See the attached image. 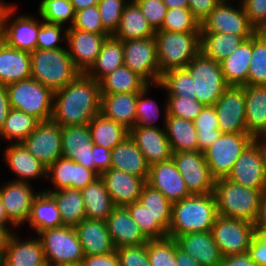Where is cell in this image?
Masks as SVG:
<instances>
[{
  "mask_svg": "<svg viewBox=\"0 0 266 266\" xmlns=\"http://www.w3.org/2000/svg\"><path fill=\"white\" fill-rule=\"evenodd\" d=\"M101 113L100 84L79 73L69 84L54 92L51 120L60 127L87 125Z\"/></svg>",
  "mask_w": 266,
  "mask_h": 266,
  "instance_id": "cell-1",
  "label": "cell"
},
{
  "mask_svg": "<svg viewBox=\"0 0 266 266\" xmlns=\"http://www.w3.org/2000/svg\"><path fill=\"white\" fill-rule=\"evenodd\" d=\"M218 217L214 193L191 195L172 203L171 221L168 237L212 230Z\"/></svg>",
  "mask_w": 266,
  "mask_h": 266,
  "instance_id": "cell-2",
  "label": "cell"
},
{
  "mask_svg": "<svg viewBox=\"0 0 266 266\" xmlns=\"http://www.w3.org/2000/svg\"><path fill=\"white\" fill-rule=\"evenodd\" d=\"M264 190L238 185L227 178L215 180L214 195L218 216L255 223Z\"/></svg>",
  "mask_w": 266,
  "mask_h": 266,
  "instance_id": "cell-3",
  "label": "cell"
},
{
  "mask_svg": "<svg viewBox=\"0 0 266 266\" xmlns=\"http://www.w3.org/2000/svg\"><path fill=\"white\" fill-rule=\"evenodd\" d=\"M31 77L53 92L69 84L80 72L73 65L67 47L35 49L30 53Z\"/></svg>",
  "mask_w": 266,
  "mask_h": 266,
  "instance_id": "cell-4",
  "label": "cell"
},
{
  "mask_svg": "<svg viewBox=\"0 0 266 266\" xmlns=\"http://www.w3.org/2000/svg\"><path fill=\"white\" fill-rule=\"evenodd\" d=\"M160 73L185 68L200 52V32L156 31Z\"/></svg>",
  "mask_w": 266,
  "mask_h": 266,
  "instance_id": "cell-5",
  "label": "cell"
},
{
  "mask_svg": "<svg viewBox=\"0 0 266 266\" xmlns=\"http://www.w3.org/2000/svg\"><path fill=\"white\" fill-rule=\"evenodd\" d=\"M11 109L25 112L40 122L51 120L54 92L31 78L6 85Z\"/></svg>",
  "mask_w": 266,
  "mask_h": 266,
  "instance_id": "cell-6",
  "label": "cell"
},
{
  "mask_svg": "<svg viewBox=\"0 0 266 266\" xmlns=\"http://www.w3.org/2000/svg\"><path fill=\"white\" fill-rule=\"evenodd\" d=\"M37 235L43 247L47 266L82 264L85 255L74 227L46 229Z\"/></svg>",
  "mask_w": 266,
  "mask_h": 266,
  "instance_id": "cell-7",
  "label": "cell"
},
{
  "mask_svg": "<svg viewBox=\"0 0 266 266\" xmlns=\"http://www.w3.org/2000/svg\"><path fill=\"white\" fill-rule=\"evenodd\" d=\"M185 68L193 78V93H196V99L204 105H214L228 87L220 62L199 52Z\"/></svg>",
  "mask_w": 266,
  "mask_h": 266,
  "instance_id": "cell-8",
  "label": "cell"
},
{
  "mask_svg": "<svg viewBox=\"0 0 266 266\" xmlns=\"http://www.w3.org/2000/svg\"><path fill=\"white\" fill-rule=\"evenodd\" d=\"M255 138L250 133H222L203 153L211 175L226 178L235 161Z\"/></svg>",
  "mask_w": 266,
  "mask_h": 266,
  "instance_id": "cell-9",
  "label": "cell"
},
{
  "mask_svg": "<svg viewBox=\"0 0 266 266\" xmlns=\"http://www.w3.org/2000/svg\"><path fill=\"white\" fill-rule=\"evenodd\" d=\"M124 65L141 76L149 85H157L161 78L157 61L155 36L123 41Z\"/></svg>",
  "mask_w": 266,
  "mask_h": 266,
  "instance_id": "cell-10",
  "label": "cell"
},
{
  "mask_svg": "<svg viewBox=\"0 0 266 266\" xmlns=\"http://www.w3.org/2000/svg\"><path fill=\"white\" fill-rule=\"evenodd\" d=\"M222 257L248 252L255 235L254 224L218 216L211 230Z\"/></svg>",
  "mask_w": 266,
  "mask_h": 266,
  "instance_id": "cell-11",
  "label": "cell"
},
{
  "mask_svg": "<svg viewBox=\"0 0 266 266\" xmlns=\"http://www.w3.org/2000/svg\"><path fill=\"white\" fill-rule=\"evenodd\" d=\"M233 0H221L200 24V33H227L240 36H253L255 28L249 22L242 4L238 8L230 3Z\"/></svg>",
  "mask_w": 266,
  "mask_h": 266,
  "instance_id": "cell-12",
  "label": "cell"
},
{
  "mask_svg": "<svg viewBox=\"0 0 266 266\" xmlns=\"http://www.w3.org/2000/svg\"><path fill=\"white\" fill-rule=\"evenodd\" d=\"M16 10V3L6 10L0 27V39L12 48L31 53L37 49V35L41 20L39 21L32 14L15 16Z\"/></svg>",
  "mask_w": 266,
  "mask_h": 266,
  "instance_id": "cell-13",
  "label": "cell"
},
{
  "mask_svg": "<svg viewBox=\"0 0 266 266\" xmlns=\"http://www.w3.org/2000/svg\"><path fill=\"white\" fill-rule=\"evenodd\" d=\"M172 159L191 195L214 193L216 179L211 175L203 152H172Z\"/></svg>",
  "mask_w": 266,
  "mask_h": 266,
  "instance_id": "cell-14",
  "label": "cell"
},
{
  "mask_svg": "<svg viewBox=\"0 0 266 266\" xmlns=\"http://www.w3.org/2000/svg\"><path fill=\"white\" fill-rule=\"evenodd\" d=\"M226 178L247 188L266 190L261 138L254 139L245 148Z\"/></svg>",
  "mask_w": 266,
  "mask_h": 266,
  "instance_id": "cell-15",
  "label": "cell"
},
{
  "mask_svg": "<svg viewBox=\"0 0 266 266\" xmlns=\"http://www.w3.org/2000/svg\"><path fill=\"white\" fill-rule=\"evenodd\" d=\"M47 168L62 157L61 127L54 121H42L21 143Z\"/></svg>",
  "mask_w": 266,
  "mask_h": 266,
  "instance_id": "cell-16",
  "label": "cell"
},
{
  "mask_svg": "<svg viewBox=\"0 0 266 266\" xmlns=\"http://www.w3.org/2000/svg\"><path fill=\"white\" fill-rule=\"evenodd\" d=\"M214 108L222 133H248L245 119L244 86H228Z\"/></svg>",
  "mask_w": 266,
  "mask_h": 266,
  "instance_id": "cell-17",
  "label": "cell"
},
{
  "mask_svg": "<svg viewBox=\"0 0 266 266\" xmlns=\"http://www.w3.org/2000/svg\"><path fill=\"white\" fill-rule=\"evenodd\" d=\"M111 34H96L69 27L67 29V50L73 65L80 73H86L101 52L104 40Z\"/></svg>",
  "mask_w": 266,
  "mask_h": 266,
  "instance_id": "cell-18",
  "label": "cell"
},
{
  "mask_svg": "<svg viewBox=\"0 0 266 266\" xmlns=\"http://www.w3.org/2000/svg\"><path fill=\"white\" fill-rule=\"evenodd\" d=\"M99 175L92 169L85 168L74 160L60 157L47 168V178L54 189H42L51 192L62 189L82 190L97 179Z\"/></svg>",
  "mask_w": 266,
  "mask_h": 266,
  "instance_id": "cell-19",
  "label": "cell"
},
{
  "mask_svg": "<svg viewBox=\"0 0 266 266\" xmlns=\"http://www.w3.org/2000/svg\"><path fill=\"white\" fill-rule=\"evenodd\" d=\"M31 183L7 181L0 185V197L9 220L18 228L27 222L35 197Z\"/></svg>",
  "mask_w": 266,
  "mask_h": 266,
  "instance_id": "cell-20",
  "label": "cell"
},
{
  "mask_svg": "<svg viewBox=\"0 0 266 266\" xmlns=\"http://www.w3.org/2000/svg\"><path fill=\"white\" fill-rule=\"evenodd\" d=\"M146 184L160 191L171 203L191 196L172 158L149 166Z\"/></svg>",
  "mask_w": 266,
  "mask_h": 266,
  "instance_id": "cell-21",
  "label": "cell"
},
{
  "mask_svg": "<svg viewBox=\"0 0 266 266\" xmlns=\"http://www.w3.org/2000/svg\"><path fill=\"white\" fill-rule=\"evenodd\" d=\"M129 136L143 153L149 166L172 158L165 127L134 126L129 131Z\"/></svg>",
  "mask_w": 266,
  "mask_h": 266,
  "instance_id": "cell-22",
  "label": "cell"
},
{
  "mask_svg": "<svg viewBox=\"0 0 266 266\" xmlns=\"http://www.w3.org/2000/svg\"><path fill=\"white\" fill-rule=\"evenodd\" d=\"M61 136L62 157L94 170V143L88 124L63 126L61 127Z\"/></svg>",
  "mask_w": 266,
  "mask_h": 266,
  "instance_id": "cell-23",
  "label": "cell"
},
{
  "mask_svg": "<svg viewBox=\"0 0 266 266\" xmlns=\"http://www.w3.org/2000/svg\"><path fill=\"white\" fill-rule=\"evenodd\" d=\"M1 266H47L39 237L21 240L16 233H11Z\"/></svg>",
  "mask_w": 266,
  "mask_h": 266,
  "instance_id": "cell-24",
  "label": "cell"
},
{
  "mask_svg": "<svg viewBox=\"0 0 266 266\" xmlns=\"http://www.w3.org/2000/svg\"><path fill=\"white\" fill-rule=\"evenodd\" d=\"M100 177L115 206H126L138 201L141 190L146 184L142 177L111 168L103 172Z\"/></svg>",
  "mask_w": 266,
  "mask_h": 266,
  "instance_id": "cell-25",
  "label": "cell"
},
{
  "mask_svg": "<svg viewBox=\"0 0 266 266\" xmlns=\"http://www.w3.org/2000/svg\"><path fill=\"white\" fill-rule=\"evenodd\" d=\"M177 246L192 256L201 266H220L222 255L211 231L174 237Z\"/></svg>",
  "mask_w": 266,
  "mask_h": 266,
  "instance_id": "cell-26",
  "label": "cell"
},
{
  "mask_svg": "<svg viewBox=\"0 0 266 266\" xmlns=\"http://www.w3.org/2000/svg\"><path fill=\"white\" fill-rule=\"evenodd\" d=\"M3 155L7 167L17 175L13 181L29 183L30 179L47 178V167L31 155L21 143L8 144Z\"/></svg>",
  "mask_w": 266,
  "mask_h": 266,
  "instance_id": "cell-27",
  "label": "cell"
},
{
  "mask_svg": "<svg viewBox=\"0 0 266 266\" xmlns=\"http://www.w3.org/2000/svg\"><path fill=\"white\" fill-rule=\"evenodd\" d=\"M74 229L84 255H102L116 251L106 221L85 218Z\"/></svg>",
  "mask_w": 266,
  "mask_h": 266,
  "instance_id": "cell-28",
  "label": "cell"
},
{
  "mask_svg": "<svg viewBox=\"0 0 266 266\" xmlns=\"http://www.w3.org/2000/svg\"><path fill=\"white\" fill-rule=\"evenodd\" d=\"M106 224L116 248L148 242L125 206H116L107 217Z\"/></svg>",
  "mask_w": 266,
  "mask_h": 266,
  "instance_id": "cell-29",
  "label": "cell"
},
{
  "mask_svg": "<svg viewBox=\"0 0 266 266\" xmlns=\"http://www.w3.org/2000/svg\"><path fill=\"white\" fill-rule=\"evenodd\" d=\"M31 78L30 52L8 46L0 39V84Z\"/></svg>",
  "mask_w": 266,
  "mask_h": 266,
  "instance_id": "cell-30",
  "label": "cell"
},
{
  "mask_svg": "<svg viewBox=\"0 0 266 266\" xmlns=\"http://www.w3.org/2000/svg\"><path fill=\"white\" fill-rule=\"evenodd\" d=\"M247 132L255 139L266 137V86L245 85Z\"/></svg>",
  "mask_w": 266,
  "mask_h": 266,
  "instance_id": "cell-31",
  "label": "cell"
},
{
  "mask_svg": "<svg viewBox=\"0 0 266 266\" xmlns=\"http://www.w3.org/2000/svg\"><path fill=\"white\" fill-rule=\"evenodd\" d=\"M139 93L101 94V113L130 131L136 123Z\"/></svg>",
  "mask_w": 266,
  "mask_h": 266,
  "instance_id": "cell-32",
  "label": "cell"
},
{
  "mask_svg": "<svg viewBox=\"0 0 266 266\" xmlns=\"http://www.w3.org/2000/svg\"><path fill=\"white\" fill-rule=\"evenodd\" d=\"M111 169L148 179L149 165L130 136L111 150Z\"/></svg>",
  "mask_w": 266,
  "mask_h": 266,
  "instance_id": "cell-33",
  "label": "cell"
},
{
  "mask_svg": "<svg viewBox=\"0 0 266 266\" xmlns=\"http://www.w3.org/2000/svg\"><path fill=\"white\" fill-rule=\"evenodd\" d=\"M164 106H162L164 108L163 123L172 152L198 151L197 130L194 121L167 116V102Z\"/></svg>",
  "mask_w": 266,
  "mask_h": 266,
  "instance_id": "cell-34",
  "label": "cell"
},
{
  "mask_svg": "<svg viewBox=\"0 0 266 266\" xmlns=\"http://www.w3.org/2000/svg\"><path fill=\"white\" fill-rule=\"evenodd\" d=\"M252 57V37L246 39L241 45L220 62L224 80L228 86L247 85Z\"/></svg>",
  "mask_w": 266,
  "mask_h": 266,
  "instance_id": "cell-35",
  "label": "cell"
},
{
  "mask_svg": "<svg viewBox=\"0 0 266 266\" xmlns=\"http://www.w3.org/2000/svg\"><path fill=\"white\" fill-rule=\"evenodd\" d=\"M156 31L144 17L138 4L129 0L124 6L120 24L113 36L122 41L142 39L154 36Z\"/></svg>",
  "mask_w": 266,
  "mask_h": 266,
  "instance_id": "cell-36",
  "label": "cell"
},
{
  "mask_svg": "<svg viewBox=\"0 0 266 266\" xmlns=\"http://www.w3.org/2000/svg\"><path fill=\"white\" fill-rule=\"evenodd\" d=\"M27 222L35 230V236L40 231L63 226L57 203L49 193L40 190L33 201Z\"/></svg>",
  "mask_w": 266,
  "mask_h": 266,
  "instance_id": "cell-37",
  "label": "cell"
},
{
  "mask_svg": "<svg viewBox=\"0 0 266 266\" xmlns=\"http://www.w3.org/2000/svg\"><path fill=\"white\" fill-rule=\"evenodd\" d=\"M81 194L88 219L106 221L116 207L100 176L82 189Z\"/></svg>",
  "mask_w": 266,
  "mask_h": 266,
  "instance_id": "cell-38",
  "label": "cell"
},
{
  "mask_svg": "<svg viewBox=\"0 0 266 266\" xmlns=\"http://www.w3.org/2000/svg\"><path fill=\"white\" fill-rule=\"evenodd\" d=\"M122 65H124L123 41L110 35L104 40L101 52L86 74L99 82Z\"/></svg>",
  "mask_w": 266,
  "mask_h": 266,
  "instance_id": "cell-39",
  "label": "cell"
},
{
  "mask_svg": "<svg viewBox=\"0 0 266 266\" xmlns=\"http://www.w3.org/2000/svg\"><path fill=\"white\" fill-rule=\"evenodd\" d=\"M101 94L141 92L149 84L137 73L122 65L100 81Z\"/></svg>",
  "mask_w": 266,
  "mask_h": 266,
  "instance_id": "cell-40",
  "label": "cell"
},
{
  "mask_svg": "<svg viewBox=\"0 0 266 266\" xmlns=\"http://www.w3.org/2000/svg\"><path fill=\"white\" fill-rule=\"evenodd\" d=\"M250 37L231 33H200V52L207 58L221 62Z\"/></svg>",
  "mask_w": 266,
  "mask_h": 266,
  "instance_id": "cell-41",
  "label": "cell"
},
{
  "mask_svg": "<svg viewBox=\"0 0 266 266\" xmlns=\"http://www.w3.org/2000/svg\"><path fill=\"white\" fill-rule=\"evenodd\" d=\"M89 131L93 143L112 150L129 136V130L115 121L97 114L89 123Z\"/></svg>",
  "mask_w": 266,
  "mask_h": 266,
  "instance_id": "cell-42",
  "label": "cell"
},
{
  "mask_svg": "<svg viewBox=\"0 0 266 266\" xmlns=\"http://www.w3.org/2000/svg\"><path fill=\"white\" fill-rule=\"evenodd\" d=\"M47 193H49L57 203L63 226L75 227L86 218L81 190L69 188Z\"/></svg>",
  "mask_w": 266,
  "mask_h": 266,
  "instance_id": "cell-43",
  "label": "cell"
},
{
  "mask_svg": "<svg viewBox=\"0 0 266 266\" xmlns=\"http://www.w3.org/2000/svg\"><path fill=\"white\" fill-rule=\"evenodd\" d=\"M40 121L19 110L11 109L0 131L1 140L10 144L22 143L39 125Z\"/></svg>",
  "mask_w": 266,
  "mask_h": 266,
  "instance_id": "cell-44",
  "label": "cell"
},
{
  "mask_svg": "<svg viewBox=\"0 0 266 266\" xmlns=\"http://www.w3.org/2000/svg\"><path fill=\"white\" fill-rule=\"evenodd\" d=\"M154 219L168 232L172 203L160 192L145 184L138 200Z\"/></svg>",
  "mask_w": 266,
  "mask_h": 266,
  "instance_id": "cell-45",
  "label": "cell"
},
{
  "mask_svg": "<svg viewBox=\"0 0 266 266\" xmlns=\"http://www.w3.org/2000/svg\"><path fill=\"white\" fill-rule=\"evenodd\" d=\"M157 86L166 90V96L196 99V93H193V78L186 68L169 70L163 73Z\"/></svg>",
  "mask_w": 266,
  "mask_h": 266,
  "instance_id": "cell-46",
  "label": "cell"
},
{
  "mask_svg": "<svg viewBox=\"0 0 266 266\" xmlns=\"http://www.w3.org/2000/svg\"><path fill=\"white\" fill-rule=\"evenodd\" d=\"M37 10L39 18L47 23L69 28L75 20V11L70 0H42Z\"/></svg>",
  "mask_w": 266,
  "mask_h": 266,
  "instance_id": "cell-47",
  "label": "cell"
},
{
  "mask_svg": "<svg viewBox=\"0 0 266 266\" xmlns=\"http://www.w3.org/2000/svg\"><path fill=\"white\" fill-rule=\"evenodd\" d=\"M132 219L138 225L144 236L148 240L163 239L168 237V232L153 218L139 201L125 206Z\"/></svg>",
  "mask_w": 266,
  "mask_h": 266,
  "instance_id": "cell-48",
  "label": "cell"
},
{
  "mask_svg": "<svg viewBox=\"0 0 266 266\" xmlns=\"http://www.w3.org/2000/svg\"><path fill=\"white\" fill-rule=\"evenodd\" d=\"M147 254L151 266H177L174 238L148 240Z\"/></svg>",
  "mask_w": 266,
  "mask_h": 266,
  "instance_id": "cell-49",
  "label": "cell"
},
{
  "mask_svg": "<svg viewBox=\"0 0 266 266\" xmlns=\"http://www.w3.org/2000/svg\"><path fill=\"white\" fill-rule=\"evenodd\" d=\"M158 31L200 32V23L189 8L167 9L163 24Z\"/></svg>",
  "mask_w": 266,
  "mask_h": 266,
  "instance_id": "cell-50",
  "label": "cell"
},
{
  "mask_svg": "<svg viewBox=\"0 0 266 266\" xmlns=\"http://www.w3.org/2000/svg\"><path fill=\"white\" fill-rule=\"evenodd\" d=\"M247 85L266 86V43L256 34L252 36V57Z\"/></svg>",
  "mask_w": 266,
  "mask_h": 266,
  "instance_id": "cell-51",
  "label": "cell"
},
{
  "mask_svg": "<svg viewBox=\"0 0 266 266\" xmlns=\"http://www.w3.org/2000/svg\"><path fill=\"white\" fill-rule=\"evenodd\" d=\"M146 86L138 95L136 106V123L135 126L140 127H160L157 126V120L160 116L159 105L155 100L148 96L149 88Z\"/></svg>",
  "mask_w": 266,
  "mask_h": 266,
  "instance_id": "cell-52",
  "label": "cell"
},
{
  "mask_svg": "<svg viewBox=\"0 0 266 266\" xmlns=\"http://www.w3.org/2000/svg\"><path fill=\"white\" fill-rule=\"evenodd\" d=\"M167 102V116H175L186 120L194 121L201 113L204 104L197 99L185 98L182 96H165Z\"/></svg>",
  "mask_w": 266,
  "mask_h": 266,
  "instance_id": "cell-53",
  "label": "cell"
},
{
  "mask_svg": "<svg viewBox=\"0 0 266 266\" xmlns=\"http://www.w3.org/2000/svg\"><path fill=\"white\" fill-rule=\"evenodd\" d=\"M67 27L60 24H51L41 20V27L37 35L38 49H61L65 48L60 45L61 41L66 43ZM62 46V47H61Z\"/></svg>",
  "mask_w": 266,
  "mask_h": 266,
  "instance_id": "cell-54",
  "label": "cell"
},
{
  "mask_svg": "<svg viewBox=\"0 0 266 266\" xmlns=\"http://www.w3.org/2000/svg\"><path fill=\"white\" fill-rule=\"evenodd\" d=\"M129 0H105L98 2L103 27L113 35L120 24L124 6Z\"/></svg>",
  "mask_w": 266,
  "mask_h": 266,
  "instance_id": "cell-55",
  "label": "cell"
},
{
  "mask_svg": "<svg viewBox=\"0 0 266 266\" xmlns=\"http://www.w3.org/2000/svg\"><path fill=\"white\" fill-rule=\"evenodd\" d=\"M71 27L96 34H110L103 27L97 5L75 12V20Z\"/></svg>",
  "mask_w": 266,
  "mask_h": 266,
  "instance_id": "cell-56",
  "label": "cell"
},
{
  "mask_svg": "<svg viewBox=\"0 0 266 266\" xmlns=\"http://www.w3.org/2000/svg\"><path fill=\"white\" fill-rule=\"evenodd\" d=\"M120 266H151L147 254V243L116 248Z\"/></svg>",
  "mask_w": 266,
  "mask_h": 266,
  "instance_id": "cell-57",
  "label": "cell"
},
{
  "mask_svg": "<svg viewBox=\"0 0 266 266\" xmlns=\"http://www.w3.org/2000/svg\"><path fill=\"white\" fill-rule=\"evenodd\" d=\"M140 10L142 11L144 17L149 21L152 28L158 31L164 21L167 6L162 2V0H134Z\"/></svg>",
  "mask_w": 266,
  "mask_h": 266,
  "instance_id": "cell-58",
  "label": "cell"
},
{
  "mask_svg": "<svg viewBox=\"0 0 266 266\" xmlns=\"http://www.w3.org/2000/svg\"><path fill=\"white\" fill-rule=\"evenodd\" d=\"M239 2L255 29L266 21V0H239Z\"/></svg>",
  "mask_w": 266,
  "mask_h": 266,
  "instance_id": "cell-59",
  "label": "cell"
},
{
  "mask_svg": "<svg viewBox=\"0 0 266 266\" xmlns=\"http://www.w3.org/2000/svg\"><path fill=\"white\" fill-rule=\"evenodd\" d=\"M194 125L197 131L213 132V130H219L214 105H205L201 113L195 118Z\"/></svg>",
  "mask_w": 266,
  "mask_h": 266,
  "instance_id": "cell-60",
  "label": "cell"
},
{
  "mask_svg": "<svg viewBox=\"0 0 266 266\" xmlns=\"http://www.w3.org/2000/svg\"><path fill=\"white\" fill-rule=\"evenodd\" d=\"M257 266H266V232L255 230L254 238L251 241L247 252Z\"/></svg>",
  "mask_w": 266,
  "mask_h": 266,
  "instance_id": "cell-61",
  "label": "cell"
},
{
  "mask_svg": "<svg viewBox=\"0 0 266 266\" xmlns=\"http://www.w3.org/2000/svg\"><path fill=\"white\" fill-rule=\"evenodd\" d=\"M221 0H189L188 8L194 18L201 24Z\"/></svg>",
  "mask_w": 266,
  "mask_h": 266,
  "instance_id": "cell-62",
  "label": "cell"
},
{
  "mask_svg": "<svg viewBox=\"0 0 266 266\" xmlns=\"http://www.w3.org/2000/svg\"><path fill=\"white\" fill-rule=\"evenodd\" d=\"M82 266H120L116 251L102 255H85Z\"/></svg>",
  "mask_w": 266,
  "mask_h": 266,
  "instance_id": "cell-63",
  "label": "cell"
},
{
  "mask_svg": "<svg viewBox=\"0 0 266 266\" xmlns=\"http://www.w3.org/2000/svg\"><path fill=\"white\" fill-rule=\"evenodd\" d=\"M94 171L100 176L111 168V150L94 144Z\"/></svg>",
  "mask_w": 266,
  "mask_h": 266,
  "instance_id": "cell-64",
  "label": "cell"
},
{
  "mask_svg": "<svg viewBox=\"0 0 266 266\" xmlns=\"http://www.w3.org/2000/svg\"><path fill=\"white\" fill-rule=\"evenodd\" d=\"M220 266H257L248 253L222 257Z\"/></svg>",
  "mask_w": 266,
  "mask_h": 266,
  "instance_id": "cell-65",
  "label": "cell"
},
{
  "mask_svg": "<svg viewBox=\"0 0 266 266\" xmlns=\"http://www.w3.org/2000/svg\"><path fill=\"white\" fill-rule=\"evenodd\" d=\"M221 134L222 132L220 130H213V132L197 131L198 151L204 152Z\"/></svg>",
  "mask_w": 266,
  "mask_h": 266,
  "instance_id": "cell-66",
  "label": "cell"
},
{
  "mask_svg": "<svg viewBox=\"0 0 266 266\" xmlns=\"http://www.w3.org/2000/svg\"><path fill=\"white\" fill-rule=\"evenodd\" d=\"M11 110L6 85L0 84V131L4 127L5 120Z\"/></svg>",
  "mask_w": 266,
  "mask_h": 266,
  "instance_id": "cell-67",
  "label": "cell"
},
{
  "mask_svg": "<svg viewBox=\"0 0 266 266\" xmlns=\"http://www.w3.org/2000/svg\"><path fill=\"white\" fill-rule=\"evenodd\" d=\"M255 230L266 232V190L263 191L260 199L259 212L254 223Z\"/></svg>",
  "mask_w": 266,
  "mask_h": 266,
  "instance_id": "cell-68",
  "label": "cell"
},
{
  "mask_svg": "<svg viewBox=\"0 0 266 266\" xmlns=\"http://www.w3.org/2000/svg\"><path fill=\"white\" fill-rule=\"evenodd\" d=\"M177 266H201L192 256L180 250L176 243Z\"/></svg>",
  "mask_w": 266,
  "mask_h": 266,
  "instance_id": "cell-69",
  "label": "cell"
},
{
  "mask_svg": "<svg viewBox=\"0 0 266 266\" xmlns=\"http://www.w3.org/2000/svg\"><path fill=\"white\" fill-rule=\"evenodd\" d=\"M0 227L5 228L10 234L14 232V230H11L13 227L14 229L17 228L7 217L1 197H0Z\"/></svg>",
  "mask_w": 266,
  "mask_h": 266,
  "instance_id": "cell-70",
  "label": "cell"
},
{
  "mask_svg": "<svg viewBox=\"0 0 266 266\" xmlns=\"http://www.w3.org/2000/svg\"><path fill=\"white\" fill-rule=\"evenodd\" d=\"M75 12L98 5V0H70Z\"/></svg>",
  "mask_w": 266,
  "mask_h": 266,
  "instance_id": "cell-71",
  "label": "cell"
},
{
  "mask_svg": "<svg viewBox=\"0 0 266 266\" xmlns=\"http://www.w3.org/2000/svg\"><path fill=\"white\" fill-rule=\"evenodd\" d=\"M167 9L188 8L189 0H162Z\"/></svg>",
  "mask_w": 266,
  "mask_h": 266,
  "instance_id": "cell-72",
  "label": "cell"
},
{
  "mask_svg": "<svg viewBox=\"0 0 266 266\" xmlns=\"http://www.w3.org/2000/svg\"><path fill=\"white\" fill-rule=\"evenodd\" d=\"M10 236V233L3 227H0V257H3L7 240Z\"/></svg>",
  "mask_w": 266,
  "mask_h": 266,
  "instance_id": "cell-73",
  "label": "cell"
},
{
  "mask_svg": "<svg viewBox=\"0 0 266 266\" xmlns=\"http://www.w3.org/2000/svg\"><path fill=\"white\" fill-rule=\"evenodd\" d=\"M255 34L266 43V21L255 29Z\"/></svg>",
  "mask_w": 266,
  "mask_h": 266,
  "instance_id": "cell-74",
  "label": "cell"
},
{
  "mask_svg": "<svg viewBox=\"0 0 266 266\" xmlns=\"http://www.w3.org/2000/svg\"><path fill=\"white\" fill-rule=\"evenodd\" d=\"M11 6V3H5L4 1L0 0V27L5 15L6 10Z\"/></svg>",
  "mask_w": 266,
  "mask_h": 266,
  "instance_id": "cell-75",
  "label": "cell"
},
{
  "mask_svg": "<svg viewBox=\"0 0 266 266\" xmlns=\"http://www.w3.org/2000/svg\"><path fill=\"white\" fill-rule=\"evenodd\" d=\"M261 145H262L263 158H264V175H265V188H266V137L261 138Z\"/></svg>",
  "mask_w": 266,
  "mask_h": 266,
  "instance_id": "cell-76",
  "label": "cell"
}]
</instances>
